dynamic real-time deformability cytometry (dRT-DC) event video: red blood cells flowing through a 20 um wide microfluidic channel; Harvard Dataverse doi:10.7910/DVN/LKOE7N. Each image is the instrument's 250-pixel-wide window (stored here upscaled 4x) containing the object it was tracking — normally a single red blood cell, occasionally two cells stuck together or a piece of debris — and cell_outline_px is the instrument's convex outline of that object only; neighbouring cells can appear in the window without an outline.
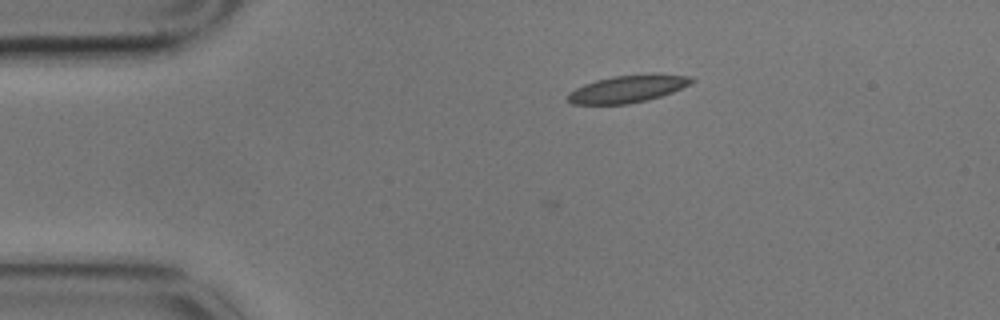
{"species": "common noctule bat (a hibernating species)", "species_latin": "Nyctalus noctula", "temperature_condition": "cold", "stored_images_in_passage": 2, "camera_frame_rate_fps": 3000, "um_per_image_px": 0.085, "animal": {"sex": "male", "body_mass_g": 17.9}, "frame": {"image": 1, "passage_image": 2, "time_ms": 0.333, "image_size_px": [1000, 320], "cell_outline_px": [[696, 80], [672, 92], [648, 100], [628, 104], [572, 104], [568, 100], [568, 96], [576, 88], [584, 84], [596, 80], [612, 76], [652, 72], [692, 76]], "centroid_in_image_um": [53.41, 7.52], "position_along_channel_um": 31.6, "area_um2": 19.88}}